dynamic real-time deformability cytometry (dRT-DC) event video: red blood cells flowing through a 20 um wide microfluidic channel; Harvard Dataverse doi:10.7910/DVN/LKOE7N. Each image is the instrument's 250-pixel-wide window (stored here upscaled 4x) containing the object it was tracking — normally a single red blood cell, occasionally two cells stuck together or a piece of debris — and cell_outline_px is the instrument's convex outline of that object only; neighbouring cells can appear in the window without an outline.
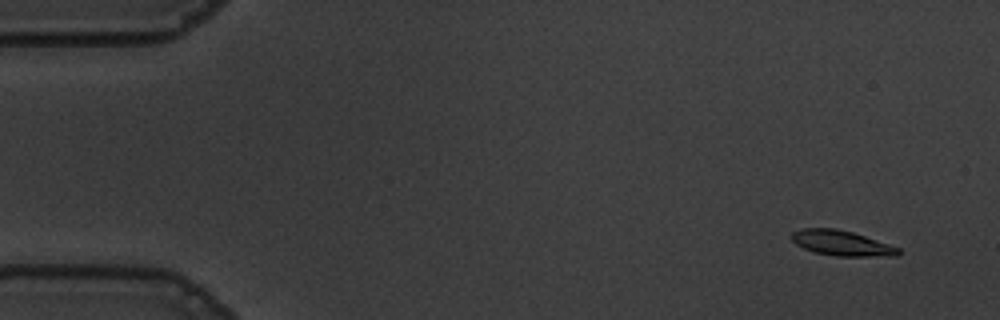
{"species": "common noctule bat (a hibernating species)", "species_latin": "Nyctalus noctula", "temperature_condition": "warm", "stored_images_in_passage": 53, "camera_frame_rate_fps": 3000, "um_per_image_px": 0.085, "animal": {"sex": "male", "body_mass_g": 19.5, "forearm_length_mm": 54.6}, "frame": {"image": 1, "passage_image": 1, "time_ms": 0.0, "image_size_px": [1000, 320], "cell_outline_px": [[900, 256], [836, 256], [816, 252], [804, 248], [796, 244], [792, 240], [792, 232], [800, 228], [836, 228], [852, 232], [900, 248]], "centroid_in_image_um": [71.54, 20.66], "position_along_channel_um": 13.5, "area_um2": 15.55}}
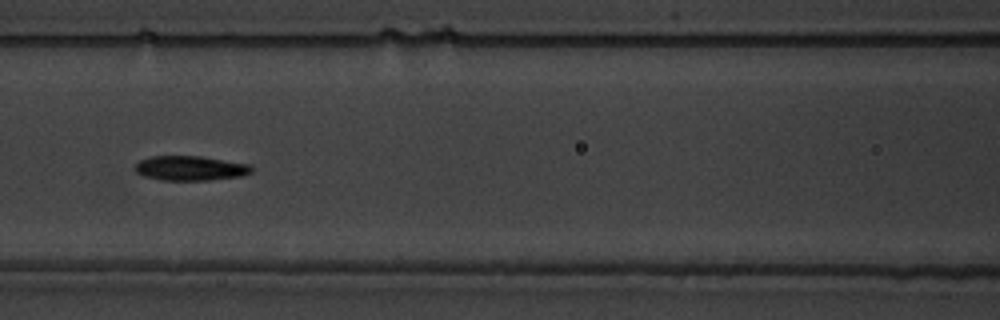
{"frame": {"image": 2, "passage_image": 22, "time_ms": 7.0, "image_size_px": [1000, 320], "cell_outline_px": [[252, 172], [240, 176], [208, 180], [160, 180], [144, 176], [136, 172], [132, 168], [140, 160], [152, 156], [200, 156], [248, 164], [252, 168]], "centroid_in_image_um": [16.12, 14.3], "position_along_channel_um": 150.5, "area_um2": 16.65}}
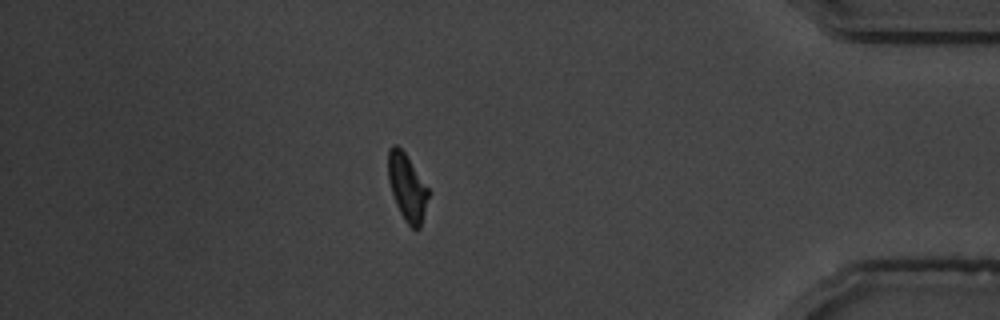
{"frame": {"image": 3, "passage_image": 46, "time_ms": 15.0, "image_size_px": [1000, 320], "cell_outline_px": [[432, 192], [420, 228], [416, 232], [404, 220], [396, 204], [388, 180], [388, 148], [392, 144], [396, 144], [404, 152]], "centroid_in_image_um": [34.64, 15.95], "position_along_channel_um": 400.6, "area_um2": 16.07}, "authors_computed_cell_mechanics": {"area_um2": 16.473, "velocity_mm_per_s": 3.6157, "shape_relaxation_time_tau1_ms": 3.0214, "shape_relaxation_time_tau2_ms": 3.0696, "deformation_change_tau1": 0.1729, "deformation_change_tau2": 0.1036}}